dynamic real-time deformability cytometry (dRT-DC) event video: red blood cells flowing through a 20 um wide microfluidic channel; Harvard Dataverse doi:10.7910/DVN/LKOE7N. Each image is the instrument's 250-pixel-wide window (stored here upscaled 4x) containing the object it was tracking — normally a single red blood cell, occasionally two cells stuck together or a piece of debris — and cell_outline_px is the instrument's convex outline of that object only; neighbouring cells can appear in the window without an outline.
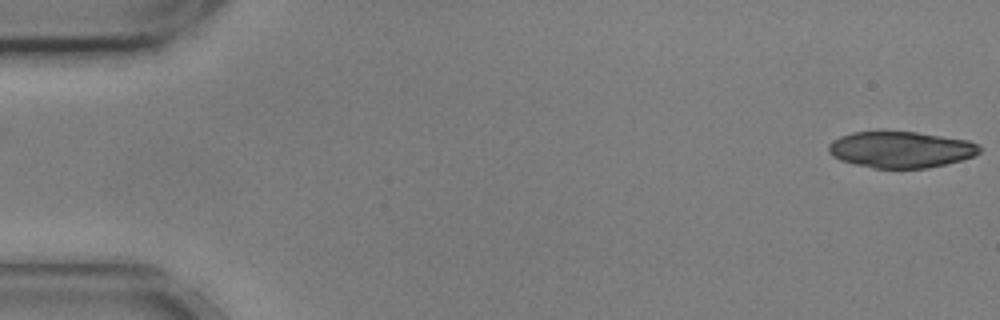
{"species": "common noctule bat (a hibernating species)", "species_latin": "Nyctalus noctula", "temperature_condition": "cold", "stored_images_in_passage": 9, "camera_frame_rate_fps": 3000, "um_per_image_px": 0.085, "animal": {"sex": "male", "body_mass_g": 17.9, "forearm_length_mm": 54.2}, "frame": {"image": 1, "passage_image": 1, "time_ms": 0.0, "image_size_px": [1000, 320], "cell_outline_px": [[984, 148], [976, 156], [928, 168], [872, 168], [840, 160], [832, 156], [828, 152], [828, 144], [832, 140], [840, 136], [852, 132], [916, 132], [968, 140]], "centroid_in_image_um": [76.57, 12.72], "position_along_channel_um": 8.4, "area_um2": 31.96}}